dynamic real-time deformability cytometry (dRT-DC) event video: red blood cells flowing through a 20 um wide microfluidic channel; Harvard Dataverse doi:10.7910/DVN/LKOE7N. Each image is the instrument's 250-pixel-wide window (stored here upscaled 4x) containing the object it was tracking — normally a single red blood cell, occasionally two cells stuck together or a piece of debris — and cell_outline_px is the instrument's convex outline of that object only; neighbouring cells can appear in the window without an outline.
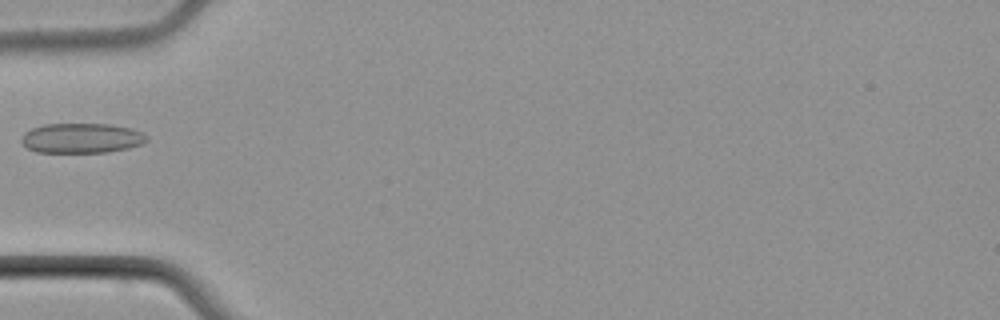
{"species": "common noctule bat (a hibernating species)", "species_latin": "Nyctalus noctula", "temperature_condition": "cold", "stored_images_in_passage": 5, "camera_frame_rate_fps": 3000, "um_per_image_px": 0.085, "animal": {"sex": "male", "body_mass_g": 21.5, "forearm_length_mm": 52.0}, "frame": {"image": 1, "passage_image": 5, "time_ms": 4.667, "image_size_px": [1000, 320], "cell_outline_px": [[148, 140], [140, 144], [128, 148], [108, 152], [36, 152], [28, 148], [20, 140], [20, 136], [24, 132], [32, 128], [44, 124], [108, 124], [132, 128], [148, 136]], "centroid_in_image_um": [6.91, 11.74], "position_along_channel_um": 78.1, "area_um2": 21.85}}